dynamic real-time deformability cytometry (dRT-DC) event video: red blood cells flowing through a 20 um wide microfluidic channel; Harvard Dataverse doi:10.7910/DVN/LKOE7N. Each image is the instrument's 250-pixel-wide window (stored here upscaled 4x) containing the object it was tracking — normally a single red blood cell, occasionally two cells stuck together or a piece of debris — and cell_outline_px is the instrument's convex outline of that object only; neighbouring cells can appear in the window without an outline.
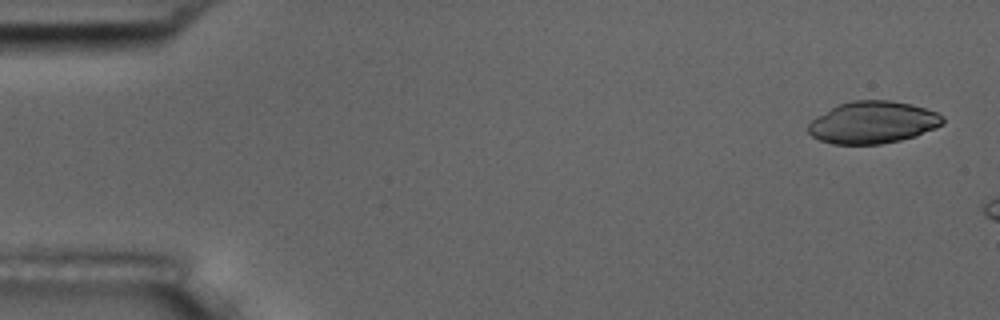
{"species": "common noctule bat (a hibernating species)", "species_latin": "Nyctalus noctula", "temperature_condition": "room temperature", "stored_images_in_passage": 4, "camera_frame_rate_fps": 3000, "um_per_image_px": 0.085, "animal": {"sex": "male", "body_mass_g": 17.5, "forearm_length_mm": 52.3}, "frame": {"image": 1, "passage_image": 1, "time_ms": 0.0, "image_size_px": [1000, 320], "cell_outline_px": [[944, 124], [936, 128], [916, 136], [900, 140], [880, 144], [832, 144], [820, 140], [812, 136], [808, 132], [808, 124], [816, 116], [836, 104], [852, 100], [888, 100], [912, 104], [936, 112], [944, 116]], "centroid_in_image_um": [74.19, 10.4], "position_along_channel_um": 10.8, "area_um2": 33.29}}